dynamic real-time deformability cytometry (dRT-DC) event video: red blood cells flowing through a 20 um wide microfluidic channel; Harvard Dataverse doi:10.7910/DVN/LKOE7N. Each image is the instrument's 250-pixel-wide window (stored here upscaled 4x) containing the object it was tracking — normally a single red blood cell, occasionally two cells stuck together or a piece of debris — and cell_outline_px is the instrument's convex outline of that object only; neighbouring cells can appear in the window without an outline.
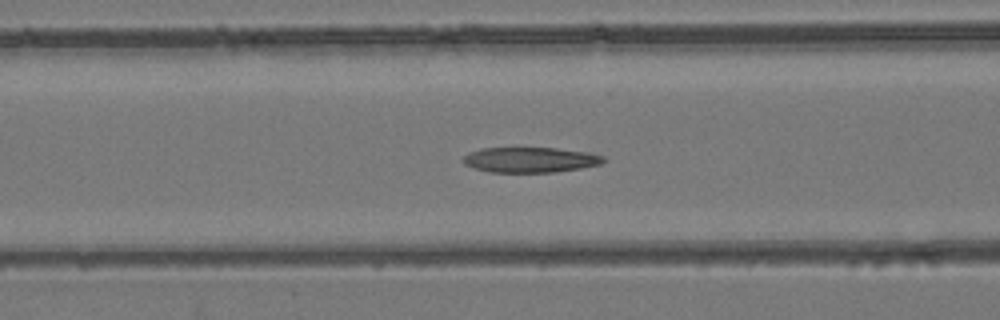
{"species": "common noctule bat (a hibernating species)", "species_latin": "Nyctalus noctula", "temperature_condition": "room temperature", "stored_images_in_passage": 52, "camera_frame_rate_fps": 3000, "um_per_image_px": 0.085, "animal": {"sex": "female", "body_mass_g": 24.6, "forearm_length_mm": 56.2}, "frame": {"image": 1, "passage_image": 21, "time_ms": 6.667, "image_size_px": [1000, 320], "cell_outline_px": [[608, 160], [600, 164], [580, 168], [556, 172], [488, 172], [464, 164], [460, 160], [468, 152], [480, 148], [556, 148], [588, 152], [604, 156]], "centroid_in_image_um": [45.06, 13.58], "position_along_channel_um": 121.5, "area_um2": 20.81}}
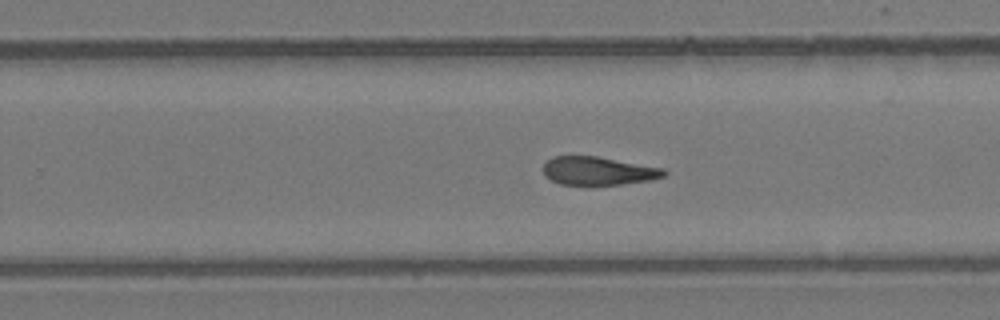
{"frame": {"image": 2, "passage_image": 33, "time_ms": 10.667, "image_size_px": [1000, 320], "cell_outline_px": [[668, 172], [664, 176], [652, 180], [588, 188], [560, 184], [544, 176], [544, 164], [552, 156], [596, 156], [664, 168]], "centroid_in_image_um": [50.83, 14.57], "position_along_channel_um": 279.0, "area_um2": 20.63}}
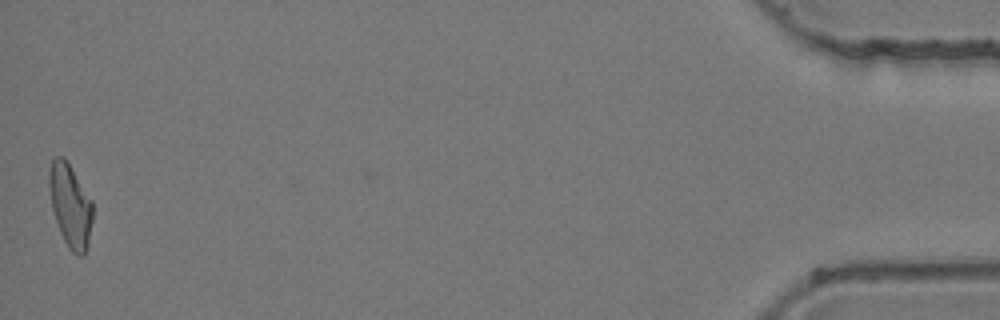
{"frame": {"image": 3, "passage_image": 52, "time_ms": 17.0, "image_size_px": [1000, 320], "cell_outline_px": [[92, 220], [88, 248], [84, 256], [80, 256], [72, 252], [68, 248], [60, 232], [52, 208], [48, 184], [48, 172], [52, 160], [56, 156], [64, 156], [92, 200]], "centroid_in_image_um": [5.97, 17.48], "position_along_channel_um": 429.2, "area_um2": 21.21}, "authors_computed_cell_mechanics": {"area_um2": 21.4149, "velocity_mm_per_s": 3.9419, "shape_relaxation_time_tau1_ms": null, "shape_relaxation_time_tau2_ms": 2.8451, "deformation_change_tau1": null, "deformation_change_tau2": 0.1107}}